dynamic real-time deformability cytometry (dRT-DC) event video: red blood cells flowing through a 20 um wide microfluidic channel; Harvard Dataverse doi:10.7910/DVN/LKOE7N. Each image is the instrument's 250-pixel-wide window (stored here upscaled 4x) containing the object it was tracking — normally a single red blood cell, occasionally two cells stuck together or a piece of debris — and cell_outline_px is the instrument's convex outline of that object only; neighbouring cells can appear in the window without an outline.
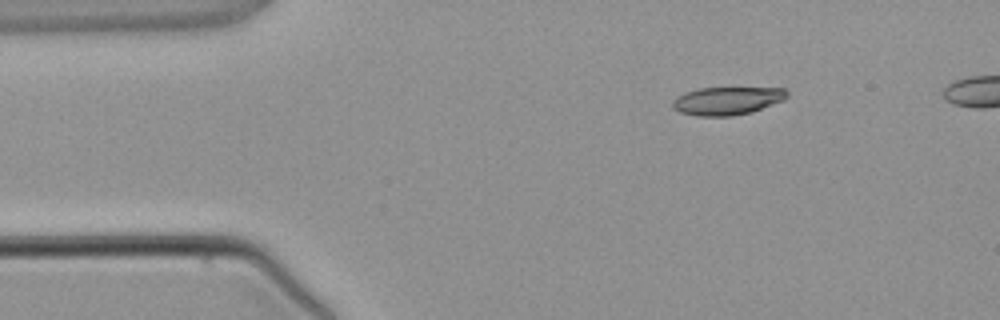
{"species": "common noctule bat (a hibernating species)", "species_latin": "Nyctalus noctula", "temperature_condition": "warm", "stored_images_in_passage": 4, "segment_of_instrument_passage": [2, 2], "camera_frame_rate_fps": 3000, "um_per_image_px": 0.085, "animal": {"sex": "male", "body_mass_g": 21.5, "forearm_length_mm": 52.0}, "frame": {"image": 1, "passage_image": 4, "time_ms": 4.333, "image_size_px": [1000, 320], "cell_outline_px": [[788, 96], [784, 100], [752, 112], [732, 116], [696, 116], [680, 112], [672, 108], [672, 100], [676, 96], [684, 92], [700, 88], [784, 88], [788, 92]], "centroid_in_image_um": [61.78, 8.57], "position_along_channel_um": 23.2, "area_um2": 18.84}}